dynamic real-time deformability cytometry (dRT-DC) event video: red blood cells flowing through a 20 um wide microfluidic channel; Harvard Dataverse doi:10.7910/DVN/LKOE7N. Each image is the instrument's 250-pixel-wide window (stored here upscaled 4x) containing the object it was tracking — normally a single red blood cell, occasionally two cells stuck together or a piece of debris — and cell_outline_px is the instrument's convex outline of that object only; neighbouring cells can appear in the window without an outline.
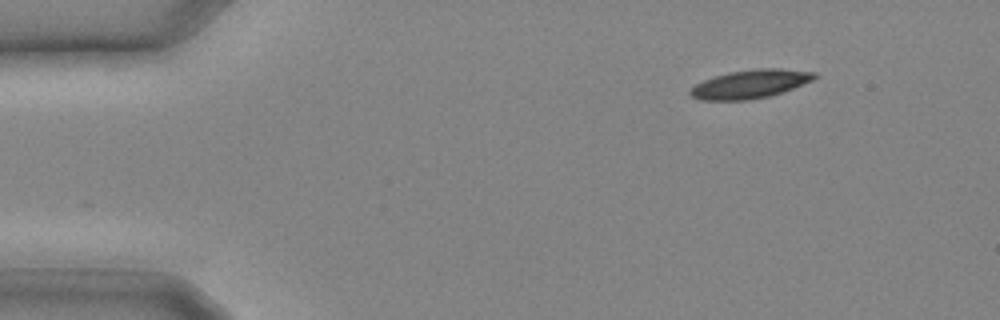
{"species": "common noctule bat (a hibernating species)", "species_latin": "Nyctalus noctula", "temperature_condition": "cold", "stored_images_in_passage": 11, "camera_frame_rate_fps": 3000, "um_per_image_px": 0.085, "animal": {"sex": "male", "body_mass_g": 20.4}, "frame": {"image": 1, "passage_image": 1, "time_ms": 0.0, "image_size_px": [1000, 320], "cell_outline_px": [[816, 76], [812, 80], [792, 88], [768, 96], [748, 100], [700, 100], [692, 96], [688, 92], [696, 84], [704, 80], [728, 72], [756, 68], [780, 68], [816, 72]], "centroid_in_image_um": [63.75, 7.13], "position_along_channel_um": 21.2, "area_um2": 20.4}}
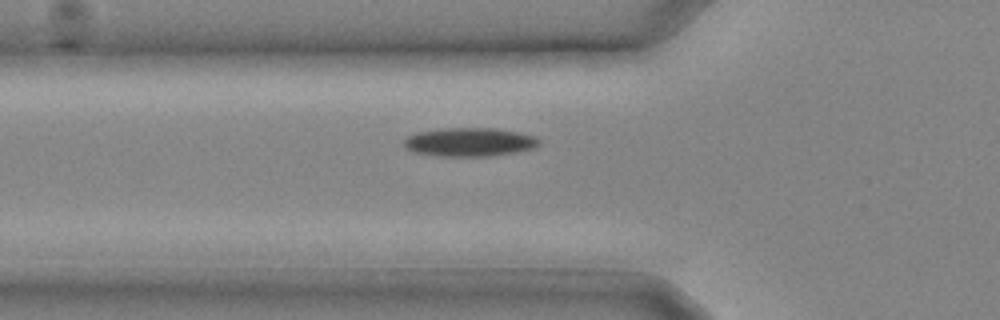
{"frame": {"image": 2, "passage_image": 7, "time_ms": 2.0, "image_size_px": [1000, 320], "cell_outline_px": [[540, 144], [536, 148], [516, 152], [492, 156], [436, 156], [412, 152], [404, 148], [404, 140], [408, 136], [416, 132], [444, 128], [496, 128], [536, 136], [540, 140]], "centroid_in_image_um": [39.91, 12.08], "position_along_channel_um": 85.9, "area_um2": 22.83}}
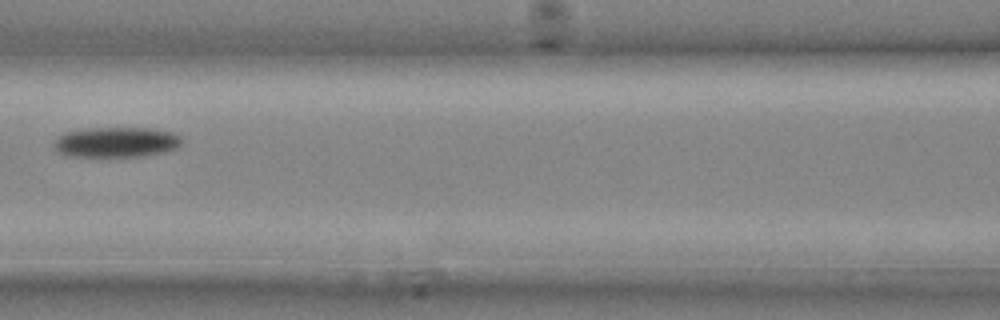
{"frame": {"image": 3, "passage_image": 10, "time_ms": 3.0, "image_size_px": [1000, 320], "cell_outline_px": [[180, 144], [176, 148], [164, 152], [144, 156], [108, 160], [68, 156], [60, 152], [52, 144], [64, 132], [88, 128], [152, 128], [172, 132], [180, 136]], "centroid_in_image_um": [9.85, 12.14], "position_along_channel_um": 156.8, "area_um2": 23.47}}